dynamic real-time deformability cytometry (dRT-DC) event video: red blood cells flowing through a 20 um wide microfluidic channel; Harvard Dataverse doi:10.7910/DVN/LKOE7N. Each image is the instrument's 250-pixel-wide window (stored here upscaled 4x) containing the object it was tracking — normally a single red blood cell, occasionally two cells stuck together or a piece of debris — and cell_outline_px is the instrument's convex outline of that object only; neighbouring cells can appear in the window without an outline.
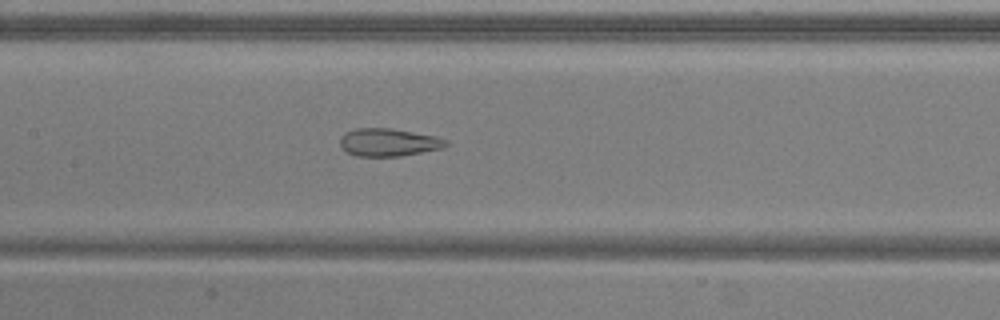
{"species": "common noctule bat (a hibernating species)", "species_latin": "Nyctalus noctula", "temperature_condition": "warm", "stored_images_in_passage": 53, "camera_frame_rate_fps": 3000, "um_per_image_px": 0.085, "animal": {"sex": "male", "body_mass_g": 20.5, "forearm_length_mm": 52.5}, "frame": {"image": 1, "passage_image": 25, "time_ms": 8.0, "image_size_px": [1000, 320], "cell_outline_px": [[448, 144], [444, 148], [400, 156], [356, 156], [340, 148], [340, 136], [344, 132], [356, 128], [392, 128], [436, 136], [448, 140]], "centroid_in_image_um": [33.01, 12.09], "position_along_channel_um": 174.4, "area_um2": 17.34}}
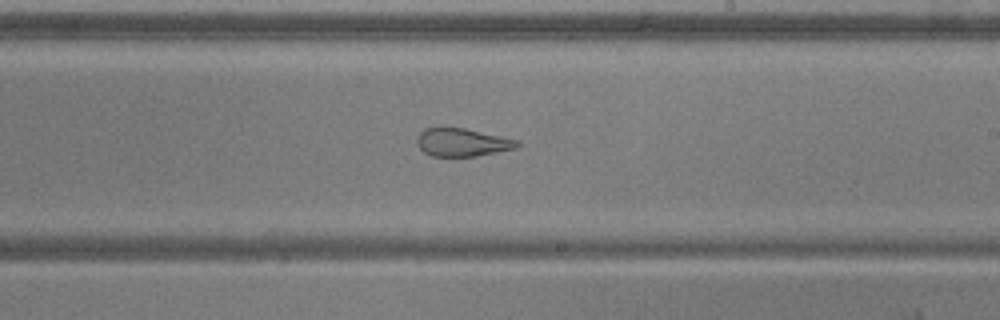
{"frame": {"image": 2, "passage_image": 31, "time_ms": 10.0, "image_size_px": [1000, 320], "cell_outline_px": [[520, 144], [516, 148], [476, 156], [432, 156], [424, 152], [416, 144], [416, 136], [424, 128], [464, 128], [520, 140]], "centroid_in_image_um": [39.28, 12.1], "position_along_channel_um": 249.7, "area_um2": 16.36}}
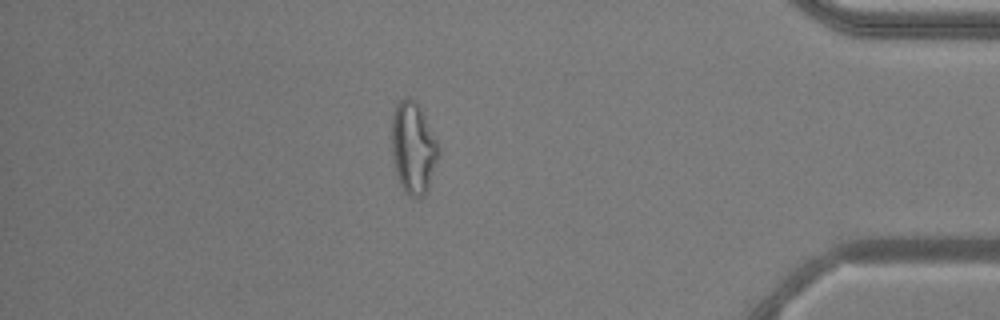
{"frame": {"image": 3, "passage_image": 46, "time_ms": 15.0, "image_size_px": [1000, 320], "cell_outline_px": [[440, 156], [428, 188], [424, 196], [408, 196], [404, 192], [400, 184], [392, 160], [392, 116], [396, 104], [404, 96], [408, 96], [416, 100], [440, 148]], "centroid_in_image_um": [35.12, 12.57], "position_along_channel_um": 400.1, "area_um2": 25.2}, "authors_computed_cell_mechanics": {"area_um2": 24.1026, "velocity_mm_per_s": 3.7747, "shape_relaxation_time_tau1_ms": null, "shape_relaxation_time_tau2_ms": 1.4709, "deformation_change_tau1": null, "deformation_change_tau2": 0.1072}}